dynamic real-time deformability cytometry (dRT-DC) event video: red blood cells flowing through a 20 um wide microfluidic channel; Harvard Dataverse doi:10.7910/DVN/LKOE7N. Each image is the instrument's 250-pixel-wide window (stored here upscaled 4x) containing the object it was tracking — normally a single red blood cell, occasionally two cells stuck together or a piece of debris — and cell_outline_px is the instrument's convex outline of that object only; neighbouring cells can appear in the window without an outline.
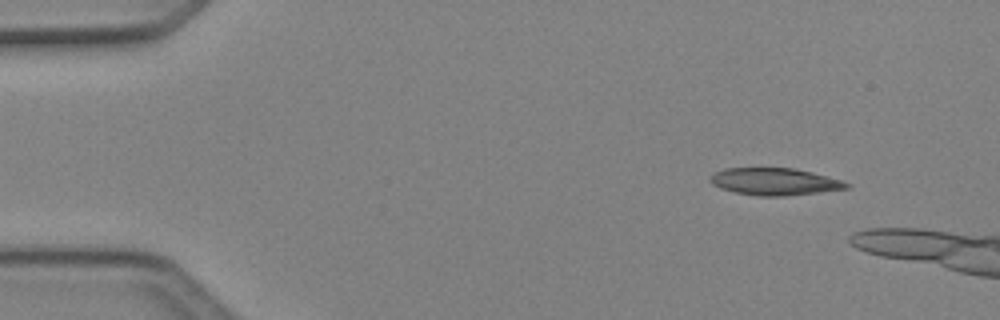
{"species": "Egyptian fruit bat (a non-hibernating species)", "species_latin": "Rousettus aegyptiacus", "temperature_condition": "cold", "stored_images_in_passage": 5, "camera_frame_rate_fps": 3000, "um_per_image_px": 0.085, "animal": {"sex": "female"}, "frame": {"image": 1, "passage_image": 1, "time_ms": 0.0, "image_size_px": [1000, 320], "cell_outline_px": [[852, 184], [848, 188], [784, 196], [760, 196], [736, 192], [720, 188], [712, 184], [708, 180], [716, 172], [724, 168], [792, 168], [812, 172], [840, 180]], "centroid_in_image_um": [65.82, 15.43], "position_along_channel_um": 19.2, "area_um2": 21.27}}